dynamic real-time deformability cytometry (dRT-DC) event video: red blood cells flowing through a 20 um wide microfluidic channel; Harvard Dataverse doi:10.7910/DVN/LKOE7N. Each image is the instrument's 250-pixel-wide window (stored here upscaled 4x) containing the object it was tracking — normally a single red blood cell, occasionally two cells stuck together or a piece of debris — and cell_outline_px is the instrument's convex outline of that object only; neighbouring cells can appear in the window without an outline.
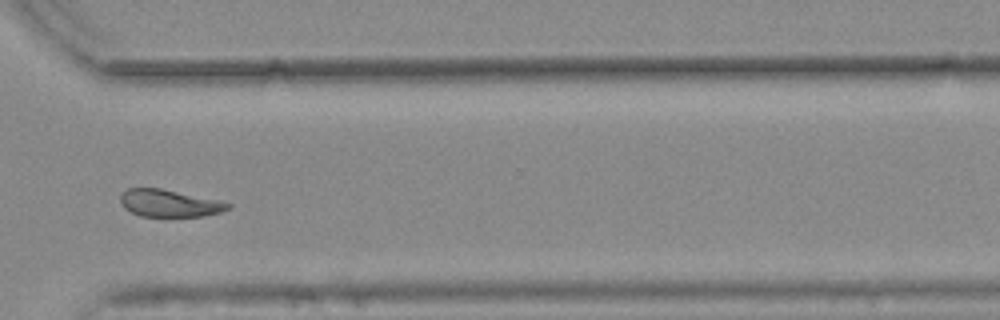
{"species": "common noctule bat (a hibernating species)", "species_latin": "Nyctalus noctula", "temperature_condition": "warm", "stored_images_in_passage": 44, "camera_frame_rate_fps": 3000, "um_per_image_px": 0.085, "animal": {"sex": "female", "body_mass_g": 25.1}, "frame": {"image": 1, "passage_image": 38, "time_ms": 12.333, "image_size_px": [1000, 320], "cell_outline_px": [[232, 204], [228, 208], [220, 212], [204, 216], [140, 216], [124, 208], [120, 204], [120, 196], [128, 188], [160, 188], [216, 200]], "centroid_in_image_um": [14.34, 17.28], "position_along_channel_um": 356.3, "area_um2": 16.76}, "authors_computed_cell_mechanics": {"area_um2": 18.5827, "velocity_mm_per_s": 3.7587, "shape_relaxation_time_tau1_ms": null, "shape_relaxation_time_tau2_ms": 6.5874, "deformation_change_tau1": null, "deformation_change_tau2": 0.1134}}